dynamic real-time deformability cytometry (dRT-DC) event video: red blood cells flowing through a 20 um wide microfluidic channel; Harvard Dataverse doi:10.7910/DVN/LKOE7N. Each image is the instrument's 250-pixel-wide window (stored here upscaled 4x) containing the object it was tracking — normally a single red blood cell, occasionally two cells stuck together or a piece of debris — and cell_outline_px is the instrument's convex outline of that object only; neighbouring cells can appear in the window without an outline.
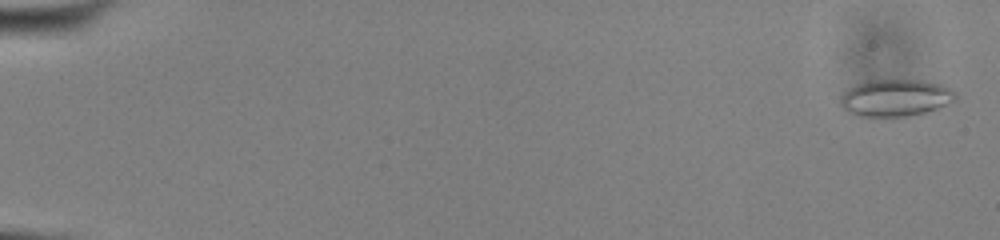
{"species": "common noctule bat (a hibernating species)", "species_latin": "Nyctalus noctula", "temperature_condition": "cold", "stored_images_in_passage": 55, "camera_frame_rate_fps": 3000, "um_per_image_px": 0.085, "animal": {"sex": "male", "body_mass_g": 13.0, "forearm_length_mm": 53.1}, "frame": {"image": 1, "passage_image": 2, "time_ms": 0.333, "image_size_px": [1000, 240], "cell_outline_px": [[956, 100], [920, 116], [860, 116], [848, 112], [840, 104], [840, 96], [844, 92], [856, 84], [872, 80], [924, 80], [944, 84], [952, 88], [956, 92]], "centroid_in_image_um": [76.19, 8.32], "position_along_channel_um": 8.8, "area_um2": 25.2}}
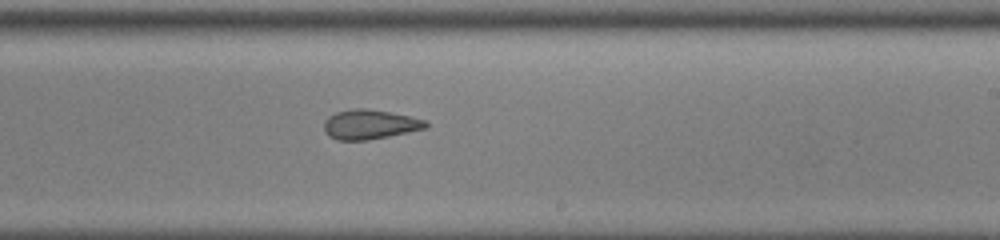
{"frame": {"image": 2, "passage_image": 35, "time_ms": 11.333, "image_size_px": [1000, 240], "cell_outline_px": [[428, 128], [368, 140], [336, 140], [328, 136], [324, 132], [324, 120], [328, 116], [336, 112], [352, 108], [364, 108], [388, 112], [428, 120]], "centroid_in_image_um": [31.41, 10.58], "position_along_channel_um": 257.6, "area_um2": 17.63}}
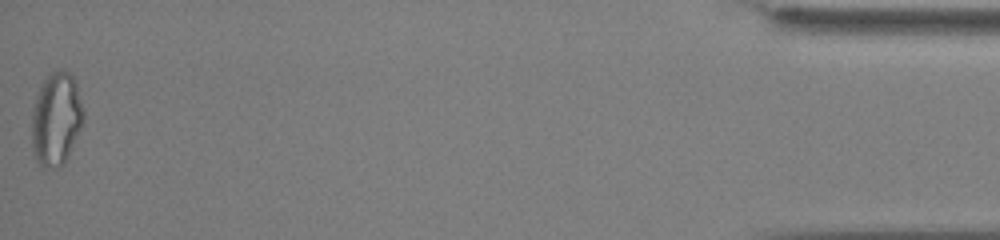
{"frame": {"image": 3, "passage_image": 55, "time_ms": 18.0, "image_size_px": [1000, 240], "cell_outline_px": [[84, 120], [68, 156], [64, 164], [60, 168], [44, 168], [36, 160], [32, 148], [32, 112], [36, 96], [40, 84], [52, 72], [60, 68], [68, 68], [72, 72], [84, 108]], "centroid_in_image_um": [4.79, 10.08], "position_along_channel_um": 430.4, "area_um2": 28.55}, "authors_computed_cell_mechanics": {"area_um2": 20.1722, "velocity_mm_per_s": 3.8722, "shape_relaxation_time_tau1_ms": null, "shape_relaxation_time_tau2_ms": 1.8103, "deformation_change_tau1": null, "deformation_change_tau2": 0.0927}}